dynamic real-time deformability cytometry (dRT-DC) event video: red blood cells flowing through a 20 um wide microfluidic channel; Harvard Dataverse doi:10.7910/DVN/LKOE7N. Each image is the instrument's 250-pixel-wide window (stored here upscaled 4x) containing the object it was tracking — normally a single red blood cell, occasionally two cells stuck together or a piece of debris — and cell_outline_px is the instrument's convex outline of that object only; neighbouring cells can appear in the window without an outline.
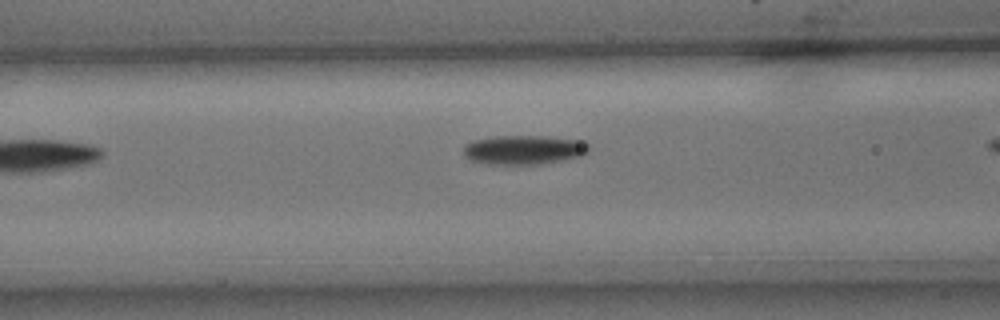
{"species": "common noctule bat (a hibernating species)", "species_latin": "Nyctalus noctula", "temperature_condition": "cold", "stored_images_in_passage": 9, "camera_frame_rate_fps": 3000, "um_per_image_px": 0.085, "animal": {"sex": "male", "body_mass_g": 15.6}, "frame": {"image": 1, "passage_image": 6, "time_ms": 1.667, "image_size_px": [1000, 320], "cell_outline_px": [[588, 152], [580, 156], [564, 160], [544, 164], [488, 164], [472, 160], [464, 156], [464, 144], [472, 140], [496, 136], [544, 136], [580, 140], [588, 144]], "centroid_in_image_um": [44.51, 12.73], "position_along_channel_um": 122.1, "area_um2": 21.39}}
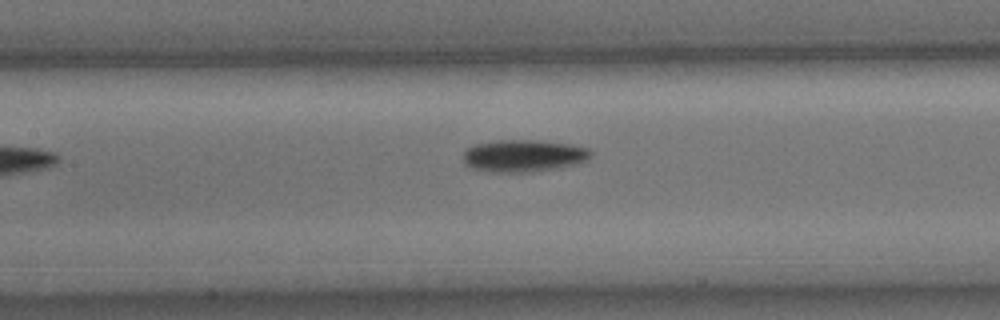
{"frame": {"image": 2, "passage_image": 8, "time_ms": 2.333, "image_size_px": [1000, 320], "cell_outline_px": [[592, 156], [576, 164], [560, 168], [532, 172], [488, 172], [472, 168], [464, 164], [464, 152], [468, 148], [476, 144], [496, 140], [540, 140], [568, 144], [588, 148], [592, 152]], "centroid_in_image_um": [44.5, 13.25], "position_along_channel_um": 162.9, "area_um2": 24.04}}
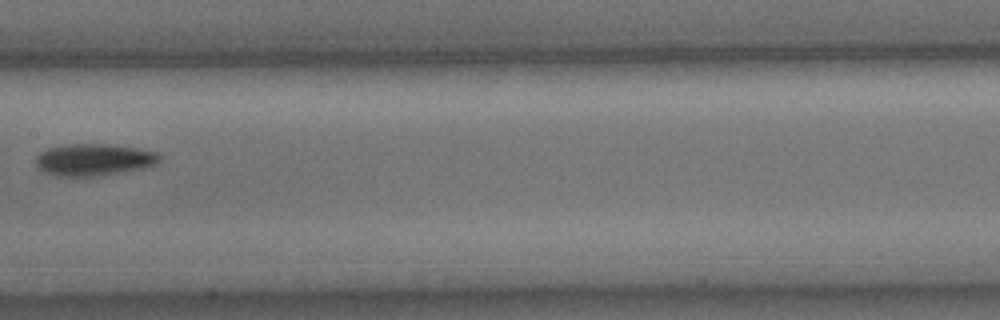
{"frame": {"image": 3, "passage_image": 9, "time_ms": 2.667, "image_size_px": [1000, 320], "cell_outline_px": [[160, 160], [156, 164], [144, 168], [96, 176], [56, 176], [44, 172], [36, 164], [36, 156], [40, 152], [48, 148], [68, 144], [108, 144], [136, 148], [156, 152], [160, 156]], "centroid_in_image_um": [7.96, 13.57], "position_along_channel_um": 199.4, "area_um2": 22.89}}